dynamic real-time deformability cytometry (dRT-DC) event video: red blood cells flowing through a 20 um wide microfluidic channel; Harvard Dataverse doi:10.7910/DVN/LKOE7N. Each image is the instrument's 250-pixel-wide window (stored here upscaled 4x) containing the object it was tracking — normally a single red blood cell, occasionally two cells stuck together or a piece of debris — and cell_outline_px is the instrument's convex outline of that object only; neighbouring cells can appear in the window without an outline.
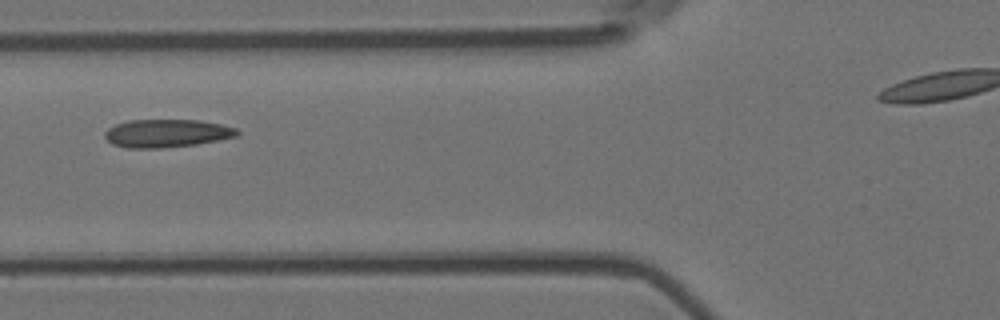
{"species": "Egyptian fruit bat (a non-hibernating species)", "species_latin": "Rousettus aegyptiacus", "temperature_condition": "room temperature", "stored_images_in_passage": 8, "segment_of_instrument_passage": [1, 2], "camera_frame_rate_fps": 3000, "um_per_image_px": 0.085, "animal": {"sex": "female"}, "frame": {"image": 1, "passage_image": 5, "time_ms": 1.333, "image_size_px": [1000, 320], "cell_outline_px": [[240, 136], [196, 144], [160, 148], [128, 148], [112, 144], [104, 136], [104, 132], [108, 128], [116, 124], [128, 120], [200, 120], [220, 124], [236, 128], [240, 132]], "centroid_in_image_um": [14.18, 11.33], "position_along_channel_um": 111.6, "area_um2": 21.68}}
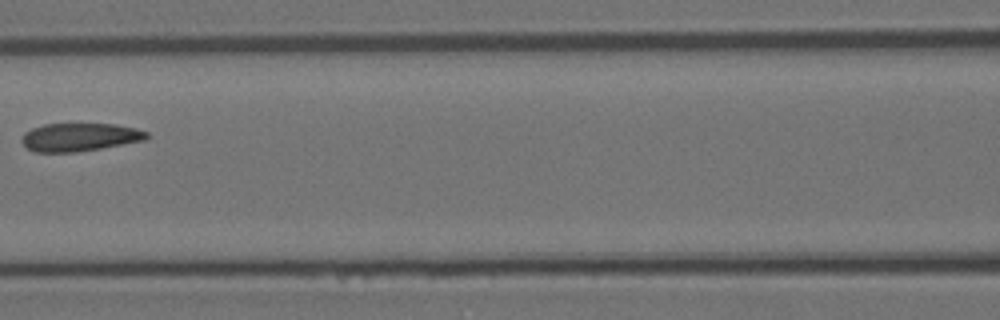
{"frame": {"image": 2, "passage_image": 6, "time_ms": 1.667, "image_size_px": [1000, 320], "cell_outline_px": [[148, 136], [144, 140], [100, 148], [76, 152], [36, 152], [28, 148], [20, 140], [24, 132], [32, 128], [44, 124], [112, 124], [136, 128], [148, 132]], "centroid_in_image_um": [6.74, 11.65], "position_along_channel_um": 159.9, "area_um2": 20.29}}
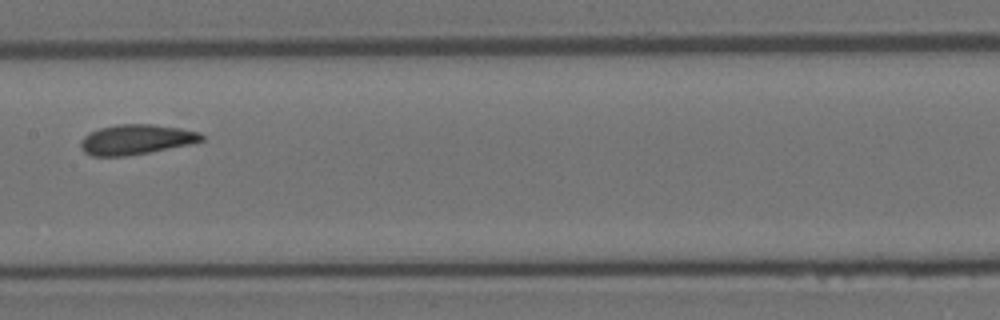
{"frame": {"image": 3, "passage_image": 7, "time_ms": 2.0, "image_size_px": [1000, 320], "cell_outline_px": [[204, 140], [188, 144], [148, 152], [124, 156], [92, 156], [84, 152], [80, 148], [80, 140], [88, 132], [100, 128], [116, 124], [152, 124], [180, 128], [200, 132], [204, 136]], "centroid_in_image_um": [11.52, 11.85], "position_along_channel_um": 195.9, "area_um2": 21.1}}